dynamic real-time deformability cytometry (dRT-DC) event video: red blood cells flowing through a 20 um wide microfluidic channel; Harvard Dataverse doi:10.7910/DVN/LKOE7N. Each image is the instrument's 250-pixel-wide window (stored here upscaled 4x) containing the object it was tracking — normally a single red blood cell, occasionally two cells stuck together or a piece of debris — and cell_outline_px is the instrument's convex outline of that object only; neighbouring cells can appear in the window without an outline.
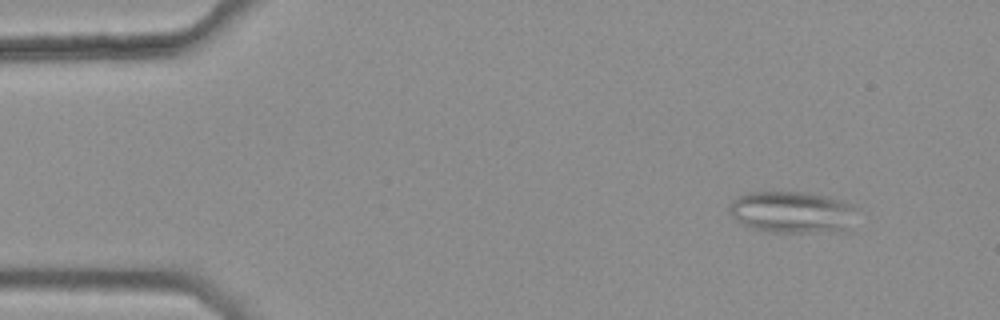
{"species": "common noctule bat (a hibernating species)", "species_latin": "Nyctalus noctula", "temperature_condition": "warm", "stored_images_in_passage": 3, "camera_frame_rate_fps": 3000, "um_per_image_px": 0.085, "animal": {"sex": "female", "body_mass_g": 25.1}, "frame": {"image": 1, "passage_image": 1, "time_ms": 0.0, "image_size_px": [1000, 320], "cell_outline_px": [[860, 208], [848, 232], [768, 232], [752, 228], [736, 220], [728, 212], [728, 208], [732, 200], [736, 196], [748, 192], [808, 192], [828, 196], [844, 200]], "centroid_in_image_um": [67.42, 18.03], "position_along_channel_um": 17.6, "area_um2": 31.96}}